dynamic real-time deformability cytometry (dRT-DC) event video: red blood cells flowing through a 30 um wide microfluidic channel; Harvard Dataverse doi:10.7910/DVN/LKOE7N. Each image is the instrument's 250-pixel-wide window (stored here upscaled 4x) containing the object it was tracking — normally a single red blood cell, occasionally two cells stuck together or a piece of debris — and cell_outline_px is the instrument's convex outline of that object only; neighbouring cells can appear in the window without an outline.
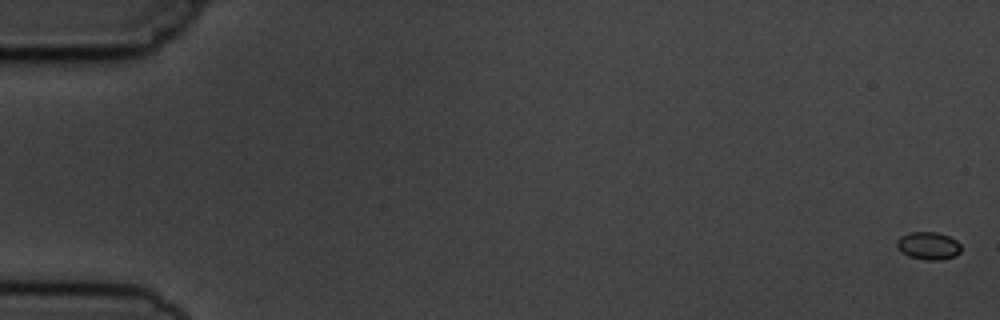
{"species": "common noctule bat (a hibernating species)", "species_latin": "Nyctalus noctula", "temperature_condition": "cold", "stored_images_in_passage": 6, "camera_frame_rate_fps": 3000, "um_per_image_px": 0.085, "animal": {"sex": "male", "body_mass_g": 19.5, "forearm_length_mm": 54.6}, "frame": {"image": 1, "passage_image": 1, "time_ms": 0.0, "image_size_px": [1000, 320], "cell_outline_px": [[960, 252], [956, 256], [940, 260], [924, 260], [908, 256], [900, 252], [896, 244], [896, 240], [900, 236], [912, 232], [936, 232], [948, 236], [956, 240], [960, 244]], "centroid_in_image_um": [78.89, 20.9], "position_along_channel_um": 6.1, "area_um2": 10.46}}
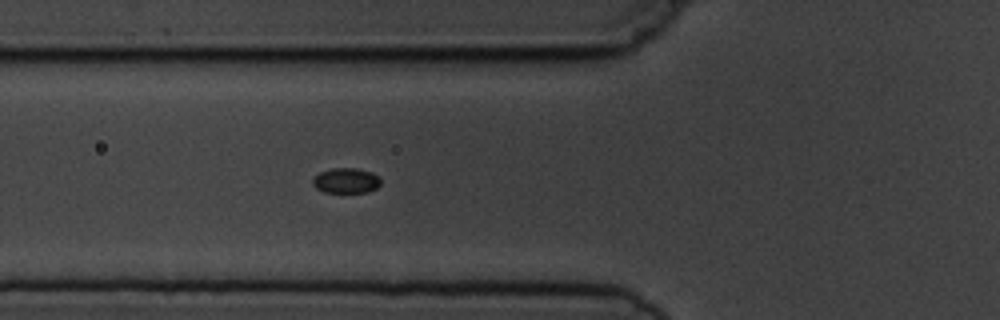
{"frame": {"image": 2, "passage_image": 6, "time_ms": 6.667, "image_size_px": [1000, 320], "cell_outline_px": [[380, 184], [376, 188], [368, 192], [324, 192], [316, 188], [312, 184], [312, 176], [320, 172], [332, 168], [356, 168], [372, 172], [380, 180]], "centroid_in_image_um": [29.37, 15.35], "position_along_channel_um": 96.4, "area_um2": 10.0}}